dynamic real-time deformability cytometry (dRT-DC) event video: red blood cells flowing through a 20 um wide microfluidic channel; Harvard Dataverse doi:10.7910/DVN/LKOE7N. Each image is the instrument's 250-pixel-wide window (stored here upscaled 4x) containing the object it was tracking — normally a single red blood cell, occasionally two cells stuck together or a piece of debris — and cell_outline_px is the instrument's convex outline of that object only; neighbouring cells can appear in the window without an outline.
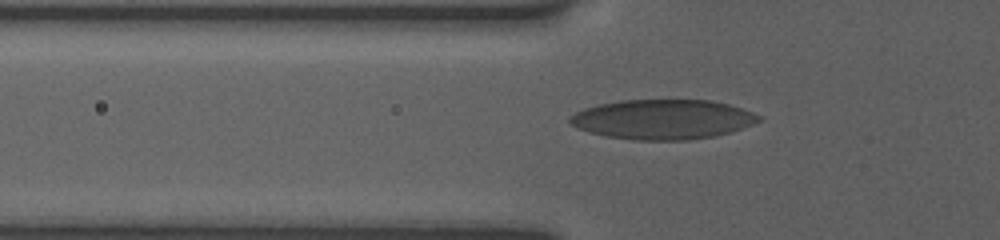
{"species": "human", "species_latin": "Homo sapiens", "temperature_condition": "room temperature", "stored_images_in_passage": 47, "camera_frame_rate_fps": 3000, "um_per_image_px": 0.085, "donor": {"sex": "female"}, "frame": {"image": 1, "passage_image": 3, "time_ms": 0.667, "image_size_px": [1000, 240], "cell_outline_px": [[764, 116], [760, 120], [752, 124], [732, 132], [716, 136], [688, 140], [632, 140], [604, 136], [588, 132], [576, 128], [568, 124], [568, 116], [584, 108], [596, 104], [620, 100], [712, 100], [728, 104]], "centroid_in_image_um": [56.29, 10.15], "position_along_channel_um": 69.5, "area_um2": 44.27}}
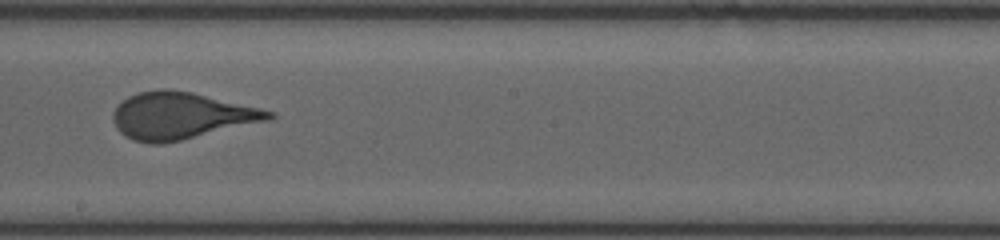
{"frame": {"image": 2, "passage_image": 19, "time_ms": 5.0, "image_size_px": [1000, 240], "cell_outline_px": [[276, 116], [272, 120], [164, 144], [152, 144], [132, 140], [124, 136], [116, 128], [112, 120], [112, 112], [128, 96], [136, 92], [164, 88], [192, 92], [260, 108], [276, 112]], "centroid_in_image_um": [15.39, 9.85], "position_along_channel_um": 232.8, "area_um2": 42.89}}
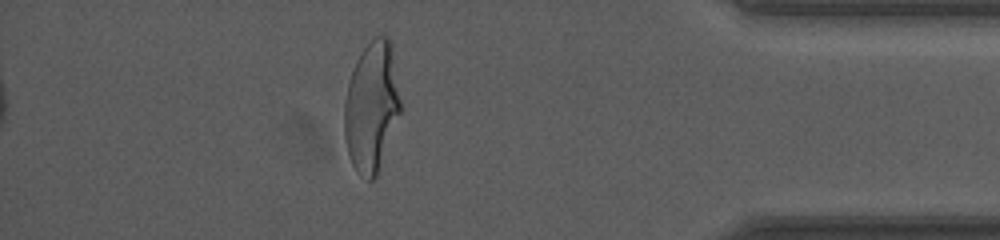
{"frame": {"image": 3, "passage_image": 39, "time_ms": 10.333, "image_size_px": [1000, 240], "cell_outline_px": [[400, 112], [376, 176], [372, 180], [368, 180], [360, 176], [356, 172], [352, 164], [348, 152], [344, 136], [344, 104], [348, 84], [356, 60], [360, 52], [372, 36], [388, 36], [392, 40], [400, 100]], "centroid_in_image_um": [31.58, 9.02], "position_along_channel_um": 403.6, "area_um2": 42.6}}